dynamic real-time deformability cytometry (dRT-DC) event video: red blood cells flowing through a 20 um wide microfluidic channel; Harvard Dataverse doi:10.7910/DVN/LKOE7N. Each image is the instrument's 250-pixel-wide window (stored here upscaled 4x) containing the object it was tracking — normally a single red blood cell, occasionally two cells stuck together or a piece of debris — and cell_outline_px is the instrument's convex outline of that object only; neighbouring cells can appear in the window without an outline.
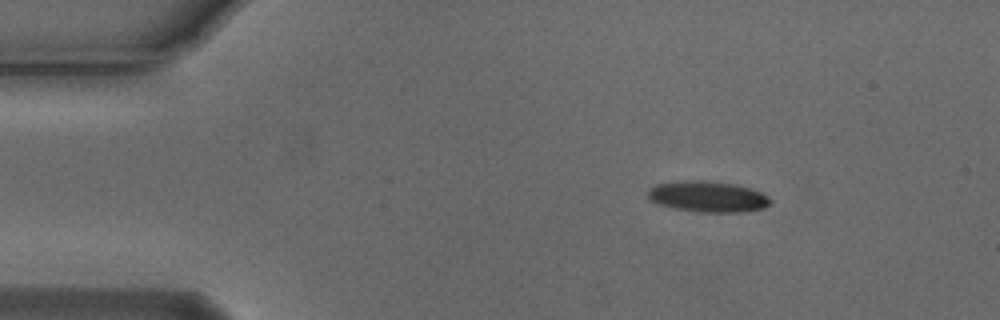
{"species": "Egyptian fruit bat (a non-hibernating species)", "species_latin": "Rousettus aegyptiacus", "temperature_condition": "cold", "stored_images_in_passage": 3, "camera_frame_rate_fps": 3000, "um_per_image_px": 0.085, "animal": {"sex": "male"}, "frame": {"image": 1, "passage_image": 1, "time_ms": 0.0, "image_size_px": [1000, 320], "cell_outline_px": [[772, 204], [764, 208], [744, 212], [696, 212], [656, 204], [648, 196], [648, 192], [656, 184], [684, 180], [704, 180], [736, 184], [760, 192], [768, 196], [772, 200]], "centroid_in_image_um": [60.2, 16.71], "position_along_channel_um": 24.8, "area_um2": 22.14}}